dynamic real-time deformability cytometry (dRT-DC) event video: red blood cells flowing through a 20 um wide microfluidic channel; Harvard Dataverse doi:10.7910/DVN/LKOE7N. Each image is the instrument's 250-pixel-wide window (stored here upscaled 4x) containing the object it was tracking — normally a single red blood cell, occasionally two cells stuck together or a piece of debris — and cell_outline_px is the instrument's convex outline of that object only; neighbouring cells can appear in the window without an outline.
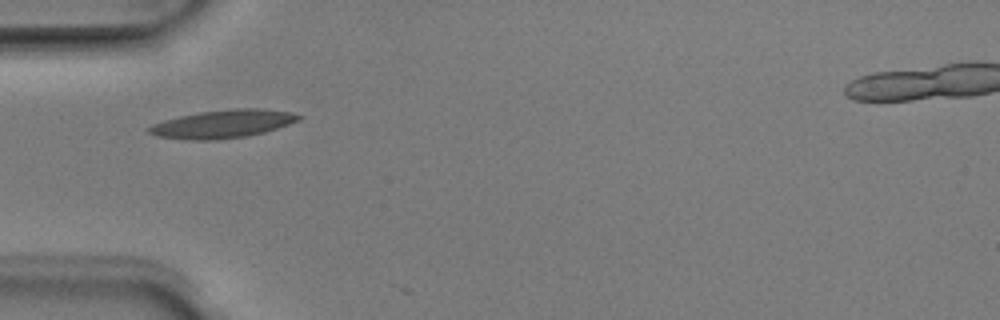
{"species": "Egyptian fruit bat (a non-hibernating species)", "species_latin": "Rousettus aegyptiacus", "temperature_condition": "room temperature", "stored_images_in_passage": 1, "camera_frame_rate_fps": 3000, "um_per_image_px": 0.085, "animal": {"sex": "male"}, "frame": {"image": 1, "passage_image": 1, "time_ms": 0.0, "image_size_px": [1000, 320], "cell_outline_px": [[304, 116], [300, 120], [264, 132], [244, 136], [216, 140], [184, 140], [156, 136], [148, 132], [148, 128], [152, 124], [164, 120], [180, 116], [200, 112], [236, 108], [260, 108], [292, 112]], "centroid_in_image_um": [18.94, 10.53], "position_along_channel_um": 66.1, "area_um2": 24.51}}